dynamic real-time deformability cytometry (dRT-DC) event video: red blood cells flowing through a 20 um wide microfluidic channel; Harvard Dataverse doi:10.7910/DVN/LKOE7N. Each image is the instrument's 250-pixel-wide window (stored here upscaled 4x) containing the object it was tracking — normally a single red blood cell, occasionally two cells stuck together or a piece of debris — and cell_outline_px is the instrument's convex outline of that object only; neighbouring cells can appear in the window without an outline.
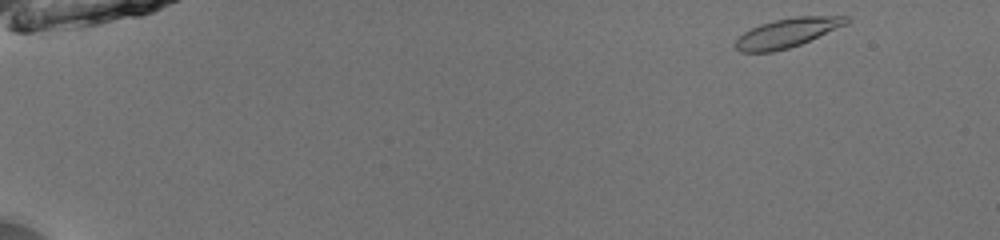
{"species": "common noctule bat (a hibernating species)", "species_latin": "Nyctalus noctula", "temperature_condition": "room temperature", "stored_images_in_passage": 48, "camera_frame_rate_fps": 3000, "um_per_image_px": 0.085, "animal": {"sex": "male", "body_mass_g": 13.0, "forearm_length_mm": 53.1}, "frame": {"image": 1, "passage_image": 1, "time_ms": 0.0, "image_size_px": [1000, 240], "cell_outline_px": [[852, 20], [848, 24], [800, 44], [788, 48], [772, 52], [740, 52], [736, 48], [736, 40], [744, 32], [760, 24], [776, 20], [796, 16], [848, 16]], "centroid_in_image_um": [66.96, 2.78], "position_along_channel_um": 18.0, "area_um2": 18.67}}
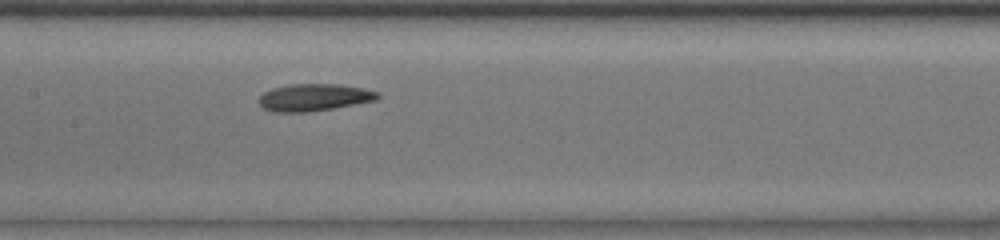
{"frame": {"image": 2, "passage_image": 24, "time_ms": 7.667, "image_size_px": [1000, 240], "cell_outline_px": [[380, 96], [376, 100], [332, 108], [308, 112], [272, 112], [264, 108], [260, 104], [260, 96], [264, 92], [272, 88], [288, 84], [340, 84], [364, 88], [380, 92]], "centroid_in_image_um": [26.71, 8.27], "position_along_channel_um": 180.7, "area_um2": 18.79}}
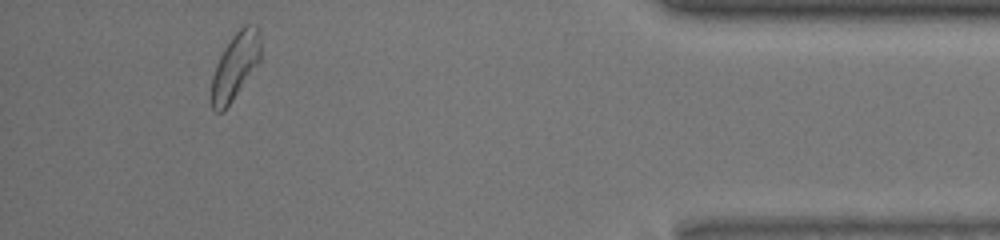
{"frame": {"image": 3, "passage_image": 45, "time_ms": 14.667, "image_size_px": [1000, 240], "cell_outline_px": [[260, 60], [224, 112], [216, 112], [212, 108], [212, 76], [216, 64], [224, 48], [232, 36], [244, 24], [256, 24], [260, 28]], "centroid_in_image_um": [20.0, 5.58], "position_along_channel_um": 415.2, "area_um2": 18.9}, "authors_computed_cell_mechanics": {"area_um2": 18.9006, "velocity_mm_per_s": 3.9498, "shape_relaxation_time_tau1_ms": 3.9274, "shape_relaxation_time_tau2_ms": 3.708, "deformation_change_tau1": 0.1159, "deformation_change_tau2": 0.086}}